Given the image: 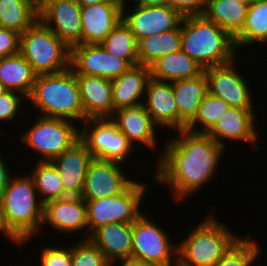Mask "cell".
<instances>
[{
  "mask_svg": "<svg viewBox=\"0 0 267 266\" xmlns=\"http://www.w3.org/2000/svg\"><path fill=\"white\" fill-rule=\"evenodd\" d=\"M119 164L93 158L87 169L81 198L91 201L123 193L135 180H129Z\"/></svg>",
  "mask_w": 267,
  "mask_h": 266,
  "instance_id": "7c38bea8",
  "label": "cell"
},
{
  "mask_svg": "<svg viewBox=\"0 0 267 266\" xmlns=\"http://www.w3.org/2000/svg\"><path fill=\"white\" fill-rule=\"evenodd\" d=\"M127 5H123V21L131 29L136 41L158 33L177 29L184 18L178 11L169 5L143 6L136 4L126 14Z\"/></svg>",
  "mask_w": 267,
  "mask_h": 266,
  "instance_id": "9a60e30c",
  "label": "cell"
},
{
  "mask_svg": "<svg viewBox=\"0 0 267 266\" xmlns=\"http://www.w3.org/2000/svg\"><path fill=\"white\" fill-rule=\"evenodd\" d=\"M122 19L119 1L81 6V44H101Z\"/></svg>",
  "mask_w": 267,
  "mask_h": 266,
  "instance_id": "2e32d148",
  "label": "cell"
},
{
  "mask_svg": "<svg viewBox=\"0 0 267 266\" xmlns=\"http://www.w3.org/2000/svg\"><path fill=\"white\" fill-rule=\"evenodd\" d=\"M89 240L101 250L111 266L117 260L132 259V223L101 226L90 235Z\"/></svg>",
  "mask_w": 267,
  "mask_h": 266,
  "instance_id": "cb8c5ba5",
  "label": "cell"
},
{
  "mask_svg": "<svg viewBox=\"0 0 267 266\" xmlns=\"http://www.w3.org/2000/svg\"><path fill=\"white\" fill-rule=\"evenodd\" d=\"M172 90L179 112V130H182L194 119L208 93L205 72L193 78L173 81Z\"/></svg>",
  "mask_w": 267,
  "mask_h": 266,
  "instance_id": "d4e9b609",
  "label": "cell"
},
{
  "mask_svg": "<svg viewBox=\"0 0 267 266\" xmlns=\"http://www.w3.org/2000/svg\"><path fill=\"white\" fill-rule=\"evenodd\" d=\"M145 95L146 102L143 106L150 114L152 121L158 126L171 127L173 130H179V112L172 82L159 81L153 78L148 80Z\"/></svg>",
  "mask_w": 267,
  "mask_h": 266,
  "instance_id": "44dd1931",
  "label": "cell"
},
{
  "mask_svg": "<svg viewBox=\"0 0 267 266\" xmlns=\"http://www.w3.org/2000/svg\"><path fill=\"white\" fill-rule=\"evenodd\" d=\"M254 112L230 106L207 134L224 148L226 147L224 139L241 140L256 147L258 136L255 119L257 117Z\"/></svg>",
  "mask_w": 267,
  "mask_h": 266,
  "instance_id": "d6986e66",
  "label": "cell"
},
{
  "mask_svg": "<svg viewBox=\"0 0 267 266\" xmlns=\"http://www.w3.org/2000/svg\"><path fill=\"white\" fill-rule=\"evenodd\" d=\"M36 194L33 178L26 175L11 177L0 198L4 227L20 245L41 229L44 203L38 202Z\"/></svg>",
  "mask_w": 267,
  "mask_h": 266,
  "instance_id": "3957f363",
  "label": "cell"
},
{
  "mask_svg": "<svg viewBox=\"0 0 267 266\" xmlns=\"http://www.w3.org/2000/svg\"><path fill=\"white\" fill-rule=\"evenodd\" d=\"M145 190L144 184L134 181L117 196L85 201L90 234L84 239H89L96 229L110 223H133L142 214L139 205Z\"/></svg>",
  "mask_w": 267,
  "mask_h": 266,
  "instance_id": "52a82bcc",
  "label": "cell"
},
{
  "mask_svg": "<svg viewBox=\"0 0 267 266\" xmlns=\"http://www.w3.org/2000/svg\"><path fill=\"white\" fill-rule=\"evenodd\" d=\"M7 165L0 156V198L3 195V192L5 191L6 187L8 186L9 180L11 177L10 170L7 169Z\"/></svg>",
  "mask_w": 267,
  "mask_h": 266,
  "instance_id": "60d3db41",
  "label": "cell"
},
{
  "mask_svg": "<svg viewBox=\"0 0 267 266\" xmlns=\"http://www.w3.org/2000/svg\"><path fill=\"white\" fill-rule=\"evenodd\" d=\"M175 266H181V265H179V264L177 263V260H175Z\"/></svg>",
  "mask_w": 267,
  "mask_h": 266,
  "instance_id": "681fc988",
  "label": "cell"
},
{
  "mask_svg": "<svg viewBox=\"0 0 267 266\" xmlns=\"http://www.w3.org/2000/svg\"><path fill=\"white\" fill-rule=\"evenodd\" d=\"M82 125L80 138L95 159L124 162L134 146L111 118H90Z\"/></svg>",
  "mask_w": 267,
  "mask_h": 266,
  "instance_id": "9c48e42d",
  "label": "cell"
},
{
  "mask_svg": "<svg viewBox=\"0 0 267 266\" xmlns=\"http://www.w3.org/2000/svg\"><path fill=\"white\" fill-rule=\"evenodd\" d=\"M5 91H6V88L4 87V85L2 84V82L0 81V94H2Z\"/></svg>",
  "mask_w": 267,
  "mask_h": 266,
  "instance_id": "7dc6e473",
  "label": "cell"
},
{
  "mask_svg": "<svg viewBox=\"0 0 267 266\" xmlns=\"http://www.w3.org/2000/svg\"><path fill=\"white\" fill-rule=\"evenodd\" d=\"M251 0H207L203 15L233 38L242 30Z\"/></svg>",
  "mask_w": 267,
  "mask_h": 266,
  "instance_id": "484cf974",
  "label": "cell"
},
{
  "mask_svg": "<svg viewBox=\"0 0 267 266\" xmlns=\"http://www.w3.org/2000/svg\"><path fill=\"white\" fill-rule=\"evenodd\" d=\"M41 250L40 264L41 266H71V247L57 248L45 247Z\"/></svg>",
  "mask_w": 267,
  "mask_h": 266,
  "instance_id": "8d00e7d4",
  "label": "cell"
},
{
  "mask_svg": "<svg viewBox=\"0 0 267 266\" xmlns=\"http://www.w3.org/2000/svg\"><path fill=\"white\" fill-rule=\"evenodd\" d=\"M20 54L37 75L58 73L70 67L71 48L39 19L20 34Z\"/></svg>",
  "mask_w": 267,
  "mask_h": 266,
  "instance_id": "8992f818",
  "label": "cell"
},
{
  "mask_svg": "<svg viewBox=\"0 0 267 266\" xmlns=\"http://www.w3.org/2000/svg\"><path fill=\"white\" fill-rule=\"evenodd\" d=\"M150 78V67L137 64L112 79L113 114L120 108L143 104L139 99L144 95Z\"/></svg>",
  "mask_w": 267,
  "mask_h": 266,
  "instance_id": "603a6c76",
  "label": "cell"
},
{
  "mask_svg": "<svg viewBox=\"0 0 267 266\" xmlns=\"http://www.w3.org/2000/svg\"><path fill=\"white\" fill-rule=\"evenodd\" d=\"M236 49L267 43V0H251L242 30L234 37ZM240 46V47H239Z\"/></svg>",
  "mask_w": 267,
  "mask_h": 266,
  "instance_id": "f546056e",
  "label": "cell"
},
{
  "mask_svg": "<svg viewBox=\"0 0 267 266\" xmlns=\"http://www.w3.org/2000/svg\"><path fill=\"white\" fill-rule=\"evenodd\" d=\"M135 3L143 6H165L168 0H135Z\"/></svg>",
  "mask_w": 267,
  "mask_h": 266,
  "instance_id": "7bdbcfd3",
  "label": "cell"
},
{
  "mask_svg": "<svg viewBox=\"0 0 267 266\" xmlns=\"http://www.w3.org/2000/svg\"><path fill=\"white\" fill-rule=\"evenodd\" d=\"M203 72V68L182 50L159 58L150 66L151 78L173 82L193 78Z\"/></svg>",
  "mask_w": 267,
  "mask_h": 266,
  "instance_id": "4316f807",
  "label": "cell"
},
{
  "mask_svg": "<svg viewBox=\"0 0 267 266\" xmlns=\"http://www.w3.org/2000/svg\"><path fill=\"white\" fill-rule=\"evenodd\" d=\"M234 61L204 69L208 92L231 107L253 111V98L246 80L234 68ZM235 69V70H234Z\"/></svg>",
  "mask_w": 267,
  "mask_h": 266,
  "instance_id": "4fadbf2b",
  "label": "cell"
},
{
  "mask_svg": "<svg viewBox=\"0 0 267 266\" xmlns=\"http://www.w3.org/2000/svg\"><path fill=\"white\" fill-rule=\"evenodd\" d=\"M249 238L241 237L214 266H251L261 250L257 241Z\"/></svg>",
  "mask_w": 267,
  "mask_h": 266,
  "instance_id": "e575fe53",
  "label": "cell"
},
{
  "mask_svg": "<svg viewBox=\"0 0 267 266\" xmlns=\"http://www.w3.org/2000/svg\"><path fill=\"white\" fill-rule=\"evenodd\" d=\"M207 0H168V5L183 17L203 15Z\"/></svg>",
  "mask_w": 267,
  "mask_h": 266,
  "instance_id": "ab89813d",
  "label": "cell"
},
{
  "mask_svg": "<svg viewBox=\"0 0 267 266\" xmlns=\"http://www.w3.org/2000/svg\"><path fill=\"white\" fill-rule=\"evenodd\" d=\"M31 177L36 190L42 196L41 202L46 203L50 200L69 197L64 192L60 174L52 161L40 160L32 171Z\"/></svg>",
  "mask_w": 267,
  "mask_h": 266,
  "instance_id": "d6a6232c",
  "label": "cell"
},
{
  "mask_svg": "<svg viewBox=\"0 0 267 266\" xmlns=\"http://www.w3.org/2000/svg\"><path fill=\"white\" fill-rule=\"evenodd\" d=\"M36 8H40L47 0H29Z\"/></svg>",
  "mask_w": 267,
  "mask_h": 266,
  "instance_id": "bcb514c9",
  "label": "cell"
},
{
  "mask_svg": "<svg viewBox=\"0 0 267 266\" xmlns=\"http://www.w3.org/2000/svg\"><path fill=\"white\" fill-rule=\"evenodd\" d=\"M46 222L59 233L87 230L86 202L81 197L50 200L44 203L42 226Z\"/></svg>",
  "mask_w": 267,
  "mask_h": 266,
  "instance_id": "ac0fdd59",
  "label": "cell"
},
{
  "mask_svg": "<svg viewBox=\"0 0 267 266\" xmlns=\"http://www.w3.org/2000/svg\"><path fill=\"white\" fill-rule=\"evenodd\" d=\"M37 74L19 53L0 58V81L6 90L21 93L28 98L32 93Z\"/></svg>",
  "mask_w": 267,
  "mask_h": 266,
  "instance_id": "83f0119b",
  "label": "cell"
},
{
  "mask_svg": "<svg viewBox=\"0 0 267 266\" xmlns=\"http://www.w3.org/2000/svg\"><path fill=\"white\" fill-rule=\"evenodd\" d=\"M178 244L177 263L181 266H214L240 239L211 214Z\"/></svg>",
  "mask_w": 267,
  "mask_h": 266,
  "instance_id": "5b68a950",
  "label": "cell"
},
{
  "mask_svg": "<svg viewBox=\"0 0 267 266\" xmlns=\"http://www.w3.org/2000/svg\"><path fill=\"white\" fill-rule=\"evenodd\" d=\"M122 5L125 4V2L127 3V0H118ZM135 1V0H134Z\"/></svg>",
  "mask_w": 267,
  "mask_h": 266,
  "instance_id": "c3c4849f",
  "label": "cell"
},
{
  "mask_svg": "<svg viewBox=\"0 0 267 266\" xmlns=\"http://www.w3.org/2000/svg\"><path fill=\"white\" fill-rule=\"evenodd\" d=\"M38 20V8L29 0H0V27L19 34Z\"/></svg>",
  "mask_w": 267,
  "mask_h": 266,
  "instance_id": "4dcf8cb0",
  "label": "cell"
},
{
  "mask_svg": "<svg viewBox=\"0 0 267 266\" xmlns=\"http://www.w3.org/2000/svg\"><path fill=\"white\" fill-rule=\"evenodd\" d=\"M110 1H118V0H77V3L80 6H89V5L98 4L101 2H110Z\"/></svg>",
  "mask_w": 267,
  "mask_h": 266,
  "instance_id": "ee69618b",
  "label": "cell"
},
{
  "mask_svg": "<svg viewBox=\"0 0 267 266\" xmlns=\"http://www.w3.org/2000/svg\"><path fill=\"white\" fill-rule=\"evenodd\" d=\"M229 107L230 105L222 98L213 96L208 92L202 100L196 116L185 129L191 132L207 133ZM196 124H201V129H196L194 127Z\"/></svg>",
  "mask_w": 267,
  "mask_h": 266,
  "instance_id": "836d02e7",
  "label": "cell"
},
{
  "mask_svg": "<svg viewBox=\"0 0 267 266\" xmlns=\"http://www.w3.org/2000/svg\"><path fill=\"white\" fill-rule=\"evenodd\" d=\"M20 94L21 93L12 90H6L0 94V121L12 120L15 118L17 112L20 110L19 107L22 104V100L25 97Z\"/></svg>",
  "mask_w": 267,
  "mask_h": 266,
  "instance_id": "74e56055",
  "label": "cell"
},
{
  "mask_svg": "<svg viewBox=\"0 0 267 266\" xmlns=\"http://www.w3.org/2000/svg\"><path fill=\"white\" fill-rule=\"evenodd\" d=\"M93 156L80 138L68 150L52 160L57 168L64 192L69 197H81L88 166Z\"/></svg>",
  "mask_w": 267,
  "mask_h": 266,
  "instance_id": "e0dca14e",
  "label": "cell"
},
{
  "mask_svg": "<svg viewBox=\"0 0 267 266\" xmlns=\"http://www.w3.org/2000/svg\"><path fill=\"white\" fill-rule=\"evenodd\" d=\"M137 41L122 20L100 44L109 54L125 60L130 66L139 64Z\"/></svg>",
  "mask_w": 267,
  "mask_h": 266,
  "instance_id": "1f68e13d",
  "label": "cell"
},
{
  "mask_svg": "<svg viewBox=\"0 0 267 266\" xmlns=\"http://www.w3.org/2000/svg\"><path fill=\"white\" fill-rule=\"evenodd\" d=\"M143 214L132 223V259L175 266L172 257L177 259L178 246L170 242L165 230Z\"/></svg>",
  "mask_w": 267,
  "mask_h": 266,
  "instance_id": "30bf717a",
  "label": "cell"
},
{
  "mask_svg": "<svg viewBox=\"0 0 267 266\" xmlns=\"http://www.w3.org/2000/svg\"><path fill=\"white\" fill-rule=\"evenodd\" d=\"M28 98L42 113L40 116L84 122L79 86L71 67L58 73L37 75Z\"/></svg>",
  "mask_w": 267,
  "mask_h": 266,
  "instance_id": "277c9868",
  "label": "cell"
},
{
  "mask_svg": "<svg viewBox=\"0 0 267 266\" xmlns=\"http://www.w3.org/2000/svg\"><path fill=\"white\" fill-rule=\"evenodd\" d=\"M36 120L21 141L41 155V161H52L80 139L81 129L73 121L44 116Z\"/></svg>",
  "mask_w": 267,
  "mask_h": 266,
  "instance_id": "ba28073f",
  "label": "cell"
},
{
  "mask_svg": "<svg viewBox=\"0 0 267 266\" xmlns=\"http://www.w3.org/2000/svg\"><path fill=\"white\" fill-rule=\"evenodd\" d=\"M181 50L203 70L235 61L234 38L204 15L185 16L180 23Z\"/></svg>",
  "mask_w": 267,
  "mask_h": 266,
  "instance_id": "7a4b0ae2",
  "label": "cell"
},
{
  "mask_svg": "<svg viewBox=\"0 0 267 266\" xmlns=\"http://www.w3.org/2000/svg\"><path fill=\"white\" fill-rule=\"evenodd\" d=\"M120 263H121L120 266H161L156 263L143 262L134 259H123L120 260Z\"/></svg>",
  "mask_w": 267,
  "mask_h": 266,
  "instance_id": "b9f144b4",
  "label": "cell"
},
{
  "mask_svg": "<svg viewBox=\"0 0 267 266\" xmlns=\"http://www.w3.org/2000/svg\"><path fill=\"white\" fill-rule=\"evenodd\" d=\"M111 119L132 146L138 141L147 147L155 148L157 125L152 121L143 104L120 108L114 111Z\"/></svg>",
  "mask_w": 267,
  "mask_h": 266,
  "instance_id": "7402d4cb",
  "label": "cell"
},
{
  "mask_svg": "<svg viewBox=\"0 0 267 266\" xmlns=\"http://www.w3.org/2000/svg\"><path fill=\"white\" fill-rule=\"evenodd\" d=\"M38 19L69 48L81 44V6L77 1L47 0L38 9Z\"/></svg>",
  "mask_w": 267,
  "mask_h": 266,
  "instance_id": "8fae6325",
  "label": "cell"
},
{
  "mask_svg": "<svg viewBox=\"0 0 267 266\" xmlns=\"http://www.w3.org/2000/svg\"><path fill=\"white\" fill-rule=\"evenodd\" d=\"M84 121L90 118H111L113 116L112 83L100 76L76 75Z\"/></svg>",
  "mask_w": 267,
  "mask_h": 266,
  "instance_id": "ffe728a7",
  "label": "cell"
},
{
  "mask_svg": "<svg viewBox=\"0 0 267 266\" xmlns=\"http://www.w3.org/2000/svg\"><path fill=\"white\" fill-rule=\"evenodd\" d=\"M70 67L76 75L114 79L130 65L109 54L100 44H78L71 48Z\"/></svg>",
  "mask_w": 267,
  "mask_h": 266,
  "instance_id": "5bb4252c",
  "label": "cell"
},
{
  "mask_svg": "<svg viewBox=\"0 0 267 266\" xmlns=\"http://www.w3.org/2000/svg\"><path fill=\"white\" fill-rule=\"evenodd\" d=\"M71 266H111L101 250L89 239L71 247Z\"/></svg>",
  "mask_w": 267,
  "mask_h": 266,
  "instance_id": "d590c367",
  "label": "cell"
},
{
  "mask_svg": "<svg viewBox=\"0 0 267 266\" xmlns=\"http://www.w3.org/2000/svg\"><path fill=\"white\" fill-rule=\"evenodd\" d=\"M20 53V34L14 30L0 27V58Z\"/></svg>",
  "mask_w": 267,
  "mask_h": 266,
  "instance_id": "f35d334b",
  "label": "cell"
},
{
  "mask_svg": "<svg viewBox=\"0 0 267 266\" xmlns=\"http://www.w3.org/2000/svg\"><path fill=\"white\" fill-rule=\"evenodd\" d=\"M178 132V138L166 142L154 179L167 183L176 200L181 201L212 179L225 148L207 133Z\"/></svg>",
  "mask_w": 267,
  "mask_h": 266,
  "instance_id": "6da1fadb",
  "label": "cell"
},
{
  "mask_svg": "<svg viewBox=\"0 0 267 266\" xmlns=\"http://www.w3.org/2000/svg\"><path fill=\"white\" fill-rule=\"evenodd\" d=\"M0 232L5 234L8 238H10V240H12L14 244L16 243L17 245L20 246V244L6 231L4 227L2 216H1V202H0Z\"/></svg>",
  "mask_w": 267,
  "mask_h": 266,
  "instance_id": "f6af8a7d",
  "label": "cell"
},
{
  "mask_svg": "<svg viewBox=\"0 0 267 266\" xmlns=\"http://www.w3.org/2000/svg\"><path fill=\"white\" fill-rule=\"evenodd\" d=\"M139 64L150 67L159 58L181 50L180 26L138 41Z\"/></svg>",
  "mask_w": 267,
  "mask_h": 266,
  "instance_id": "f1b7e54d",
  "label": "cell"
}]
</instances>
